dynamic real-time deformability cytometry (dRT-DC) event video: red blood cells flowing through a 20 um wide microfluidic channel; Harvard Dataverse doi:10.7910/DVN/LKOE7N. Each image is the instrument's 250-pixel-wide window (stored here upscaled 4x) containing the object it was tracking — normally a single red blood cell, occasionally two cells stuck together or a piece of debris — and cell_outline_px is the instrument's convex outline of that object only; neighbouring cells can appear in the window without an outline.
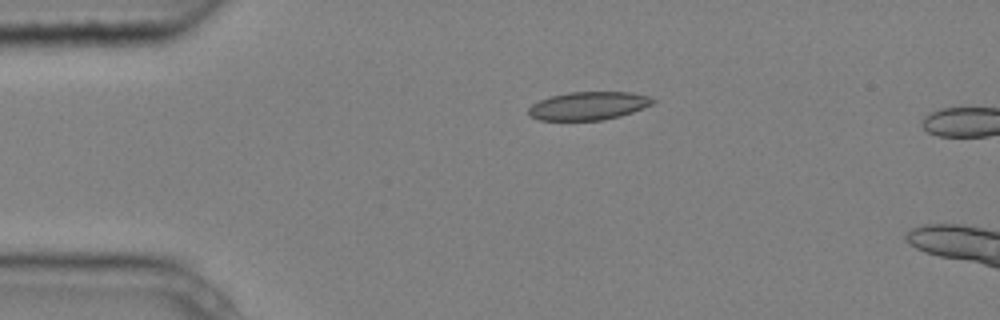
{"species": "common noctule bat (a hibernating species)", "species_latin": "Nyctalus noctula", "temperature_condition": "cold", "stored_images_in_passage": 2, "camera_frame_rate_fps": 3000, "um_per_image_px": 0.085, "animal": {"sex": "male", "body_mass_g": 20.4}, "frame": {"image": 1, "passage_image": 1, "time_ms": 0.0, "image_size_px": [1000, 320], "cell_outline_px": [[656, 100], [652, 104], [644, 108], [620, 116], [604, 120], [540, 120], [528, 116], [528, 108], [532, 104], [548, 96], [568, 92], [632, 92], [648, 96]], "centroid_in_image_um": [50.0, 8.99], "position_along_channel_um": 35.0, "area_um2": 20.58}}